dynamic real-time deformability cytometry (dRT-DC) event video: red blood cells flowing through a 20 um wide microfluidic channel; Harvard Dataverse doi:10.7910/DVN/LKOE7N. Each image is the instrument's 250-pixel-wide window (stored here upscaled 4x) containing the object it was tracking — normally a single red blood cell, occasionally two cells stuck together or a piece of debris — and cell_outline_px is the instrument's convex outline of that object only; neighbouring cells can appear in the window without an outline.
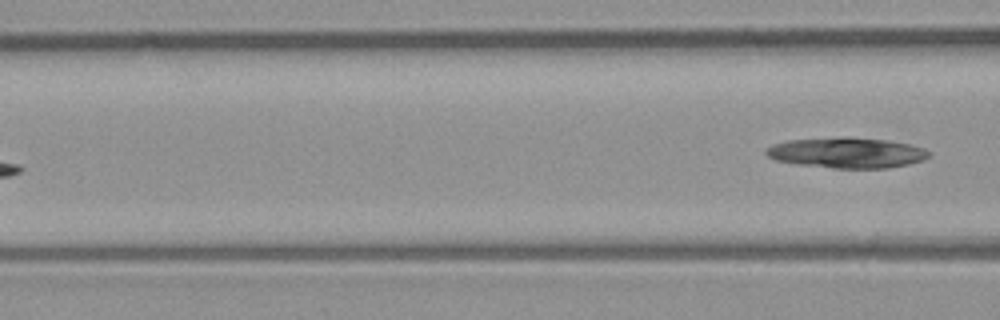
{"species": "common noctule bat (a hibernating species)", "species_latin": "Nyctalus noctula", "temperature_condition": "room temperature", "stored_images_in_passage": 6, "camera_frame_rate_fps": 3000, "um_per_image_px": 0.085, "animal": {"sex": "male", "body_mass_g": 23.1, "forearm_length_mm": 52.7}, "frame": {"image": 1, "passage_image": 6, "time_ms": 1.667, "image_size_px": [1000, 320], "cell_outline_px": [[932, 152], [924, 160], [908, 164], [888, 168], [832, 168], [796, 164], [776, 160], [768, 156], [764, 152], [772, 144], [788, 140], [840, 136], [848, 136], [888, 140], [908, 144], [924, 148]], "centroid_in_image_um": [71.98, 12.97], "position_along_channel_um": 94.6, "area_um2": 29.25}}